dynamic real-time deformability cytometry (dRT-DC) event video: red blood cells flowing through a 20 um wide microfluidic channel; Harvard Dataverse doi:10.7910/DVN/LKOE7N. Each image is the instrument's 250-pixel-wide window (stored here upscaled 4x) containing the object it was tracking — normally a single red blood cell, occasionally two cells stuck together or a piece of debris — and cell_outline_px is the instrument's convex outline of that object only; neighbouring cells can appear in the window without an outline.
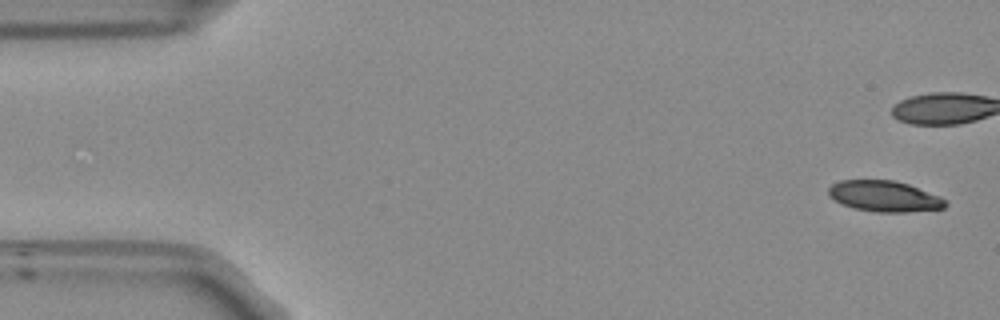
{"species": "Egyptian fruit bat (a non-hibernating species)", "species_latin": "Rousettus aegyptiacus", "temperature_condition": "room temperature", "stored_images_in_passage": 15, "camera_frame_rate_fps": 3000, "um_per_image_px": 0.085, "frame": {"image": 1, "passage_image": 1, "time_ms": 0.0, "image_size_px": [1000, 320], "cell_outline_px": [[948, 204], [944, 208], [908, 212], [876, 212], [856, 208], [840, 204], [828, 196], [828, 188], [832, 184], [840, 180], [896, 180], [908, 184], [940, 196], [948, 200]], "centroid_in_image_um": [75.18, 16.68], "position_along_channel_um": 9.8, "area_um2": 21.21}}